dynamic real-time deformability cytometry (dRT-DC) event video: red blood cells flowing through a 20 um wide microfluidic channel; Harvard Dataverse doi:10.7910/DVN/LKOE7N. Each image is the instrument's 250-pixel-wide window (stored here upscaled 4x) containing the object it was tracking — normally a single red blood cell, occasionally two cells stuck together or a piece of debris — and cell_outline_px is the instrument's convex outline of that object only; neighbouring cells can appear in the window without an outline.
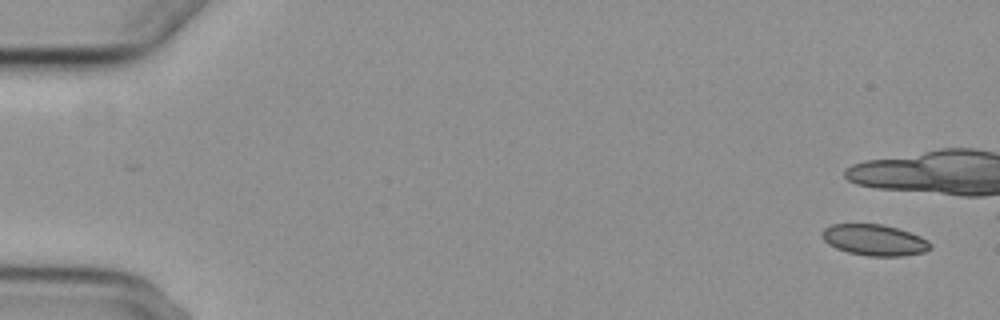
{"species": "common noctule bat (a hibernating species)", "species_latin": "Nyctalus noctula", "temperature_condition": "cold", "stored_images_in_passage": 7, "camera_frame_rate_fps": 3000, "um_per_image_px": 0.085, "animal": {"sex": "female", "body_mass_g": 29.2, "forearm_length_mm": 56.3}, "frame": {"image": 1, "passage_image": 1, "time_ms": 0.0, "image_size_px": [1000, 320], "cell_outline_px": [[932, 248], [924, 252], [904, 256], [868, 256], [848, 252], [836, 248], [828, 244], [820, 236], [820, 232], [824, 228], [832, 224], [884, 224], [920, 236], [928, 240], [932, 244]], "centroid_in_image_um": [74.31, 20.4], "position_along_channel_um": 10.7, "area_um2": 19.77}}